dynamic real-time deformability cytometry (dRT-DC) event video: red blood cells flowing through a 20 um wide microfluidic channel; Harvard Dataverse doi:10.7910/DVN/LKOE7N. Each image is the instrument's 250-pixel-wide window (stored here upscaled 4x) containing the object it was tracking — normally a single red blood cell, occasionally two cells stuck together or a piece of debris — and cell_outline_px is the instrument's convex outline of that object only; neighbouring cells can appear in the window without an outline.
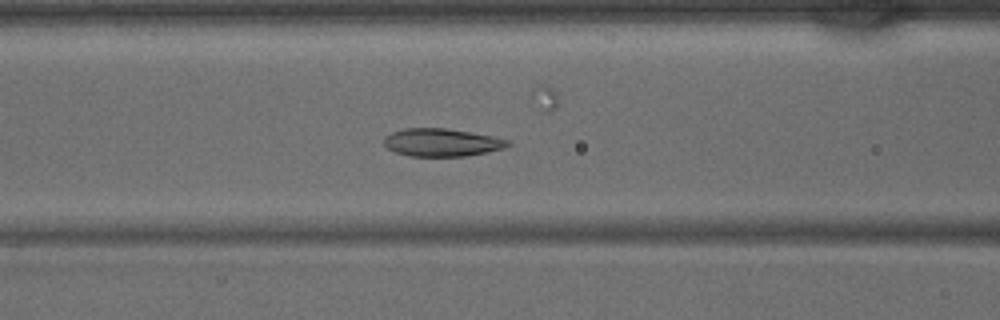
{"species": "common noctule bat (a hibernating species)", "species_latin": "Nyctalus noctula", "temperature_condition": "warm", "stored_images_in_passage": 42, "camera_frame_rate_fps": 3000, "um_per_image_px": 0.085, "animal": {"sex": "male", "body_mass_g": 15.6}, "frame": {"image": 1, "passage_image": 17, "time_ms": 5.333, "image_size_px": [1000, 320], "cell_outline_px": [[512, 144], [504, 148], [488, 152], [468, 156], [408, 156], [396, 152], [388, 148], [384, 144], [384, 136], [392, 132], [404, 128], [444, 128], [492, 136], [508, 140]], "centroid_in_image_um": [37.54, 12.11], "position_along_channel_um": 129.1, "area_um2": 20.06}}
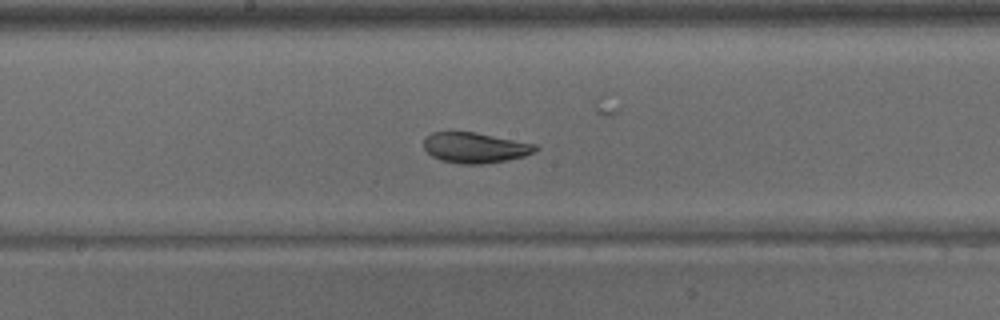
{"frame": {"image": 2, "passage_image": 22, "time_ms": 7.0, "image_size_px": [1000, 320], "cell_outline_px": [[540, 148], [524, 156], [508, 160], [480, 164], [460, 164], [440, 160], [432, 156], [424, 148], [424, 136], [432, 132], [476, 132], [536, 144]], "centroid_in_image_um": [40.36, 12.55], "position_along_channel_um": 207.8, "area_um2": 19.88}}
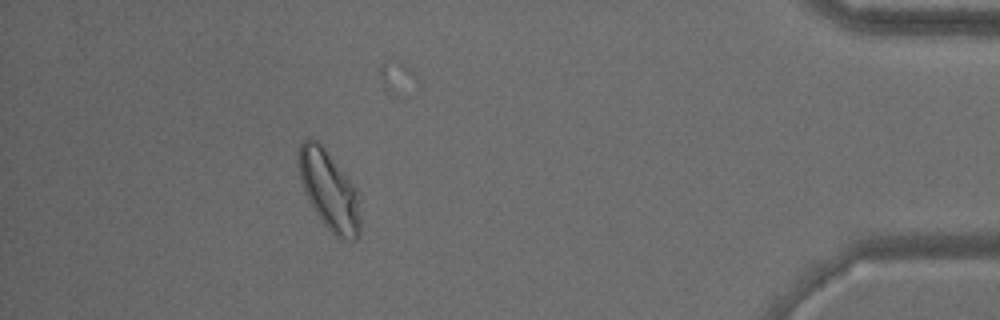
{"frame": {"image": 3, "passage_image": 38, "time_ms": 12.333, "image_size_px": [1000, 320], "cell_outline_px": [[360, 232], [356, 240], [348, 240], [336, 236], [324, 224], [312, 208], [304, 192], [300, 180], [296, 152], [300, 144], [308, 136], [316, 140], [324, 148], [356, 188], [360, 220]], "centroid_in_image_um": [27.93, 16.16], "position_along_channel_um": 407.3, "area_um2": 28.32}}